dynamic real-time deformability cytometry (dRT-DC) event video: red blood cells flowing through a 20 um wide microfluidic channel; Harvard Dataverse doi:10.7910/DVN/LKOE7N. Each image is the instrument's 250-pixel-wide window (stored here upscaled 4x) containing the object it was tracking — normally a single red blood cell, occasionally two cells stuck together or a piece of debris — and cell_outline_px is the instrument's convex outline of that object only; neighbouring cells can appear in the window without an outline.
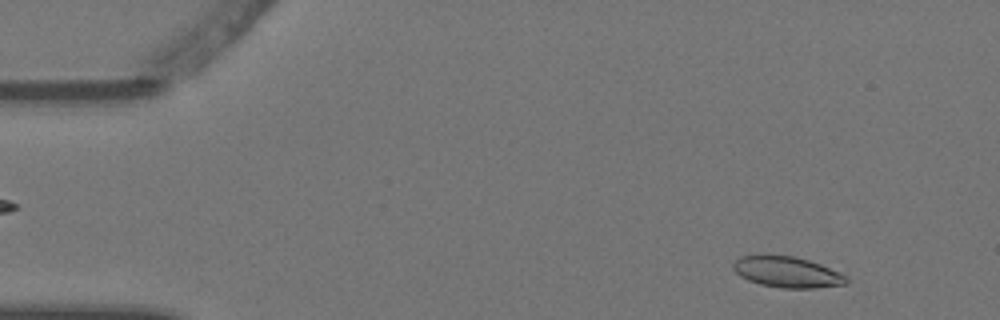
{"species": "Egyptian fruit bat (a non-hibernating species)", "species_latin": "Rousettus aegyptiacus", "temperature_condition": "warm", "stored_images_in_passage": 5, "camera_frame_rate_fps": 3000, "um_per_image_px": 0.085, "animal": {"sex": "female"}, "frame": {"image": 1, "passage_image": 1, "time_ms": 0.0, "image_size_px": [1000, 320], "cell_outline_px": [[848, 280], [844, 284], [816, 288], [780, 288], [760, 284], [748, 280], [740, 276], [732, 268], [732, 264], [740, 256], [764, 252], [792, 256], [808, 260], [820, 264], [840, 272], [848, 276]], "centroid_in_image_um": [66.85, 23.09], "position_along_channel_um": 18.2, "area_um2": 20.92}}
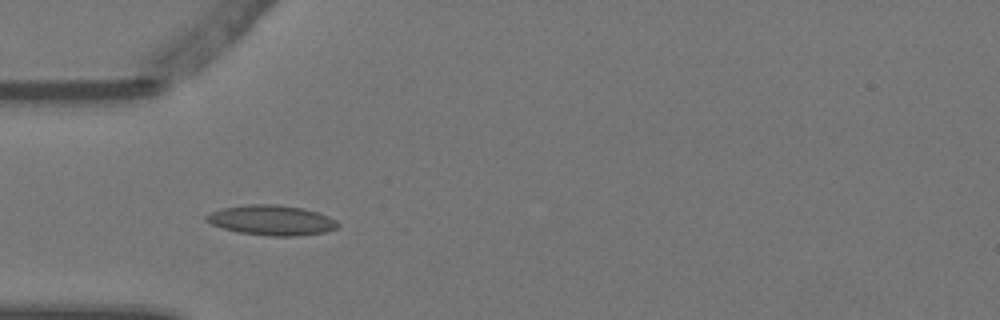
{"frame": {"image": 2, "passage_image": 4, "time_ms": 1.0, "image_size_px": [1000, 320], "cell_outline_px": [[340, 224], [336, 228], [324, 232], [300, 236], [268, 236], [240, 232], [224, 228], [212, 224], [204, 220], [204, 216], [208, 212], [220, 208], [252, 204], [276, 204], [300, 208], [316, 212], [328, 216], [336, 220]], "centroid_in_image_um": [23.05, 18.72], "position_along_channel_um": 61.9, "area_um2": 23.0}}
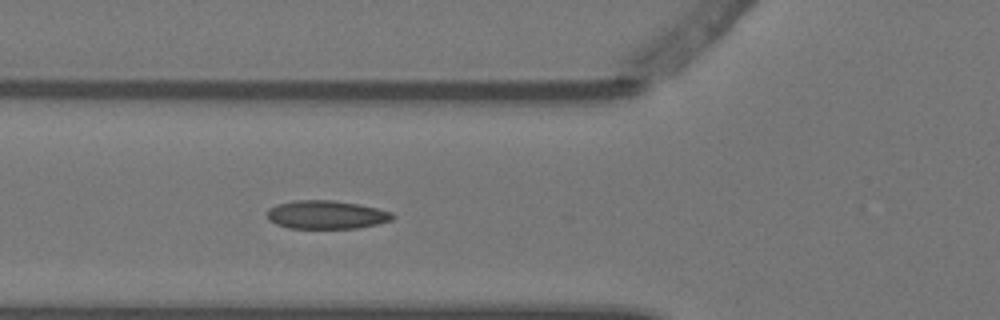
{"frame": {"image": 3, "passage_image": 5, "time_ms": 1.333, "image_size_px": [1000, 320], "cell_outline_px": [[396, 216], [392, 220], [360, 228], [288, 228], [276, 224], [268, 220], [268, 208], [276, 204], [296, 200], [332, 200], [360, 204], [392, 212]], "centroid_in_image_um": [27.74, 18.25], "position_along_channel_um": 98.1, "area_um2": 20.87}}